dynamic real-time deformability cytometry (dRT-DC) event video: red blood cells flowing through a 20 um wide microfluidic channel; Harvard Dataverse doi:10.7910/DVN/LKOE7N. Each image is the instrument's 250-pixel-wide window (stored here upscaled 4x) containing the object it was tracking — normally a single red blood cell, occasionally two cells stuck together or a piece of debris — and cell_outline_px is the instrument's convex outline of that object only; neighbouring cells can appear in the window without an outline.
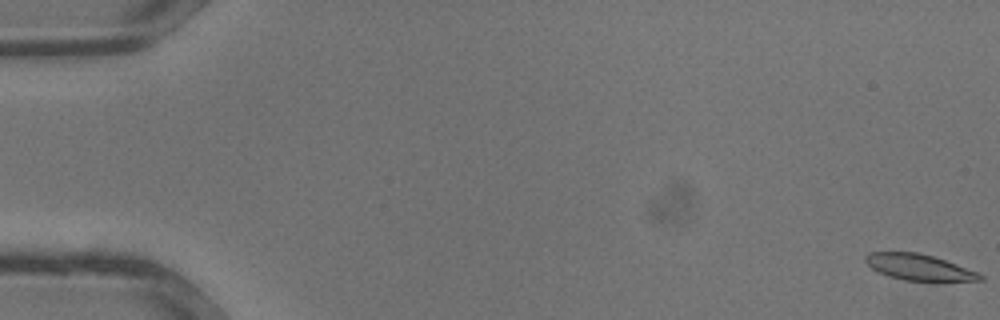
{"species": "common noctule bat (a hibernating species)", "species_latin": "Nyctalus noctula", "temperature_condition": "warm", "stored_images_in_passage": 14, "camera_frame_rate_fps": 3000, "um_per_image_px": 0.085, "animal": {"sex": "male", "body_mass_g": 13.3}, "frame": {"image": 1, "passage_image": 1, "time_ms": 0.0, "image_size_px": [1000, 320], "cell_outline_px": [[984, 280], [904, 280], [888, 276], [872, 268], [864, 260], [864, 256], [868, 252], [920, 252], [980, 272], [984, 276]], "centroid_in_image_um": [78.1, 22.69], "position_along_channel_um": 6.9, "area_um2": 17.17}}
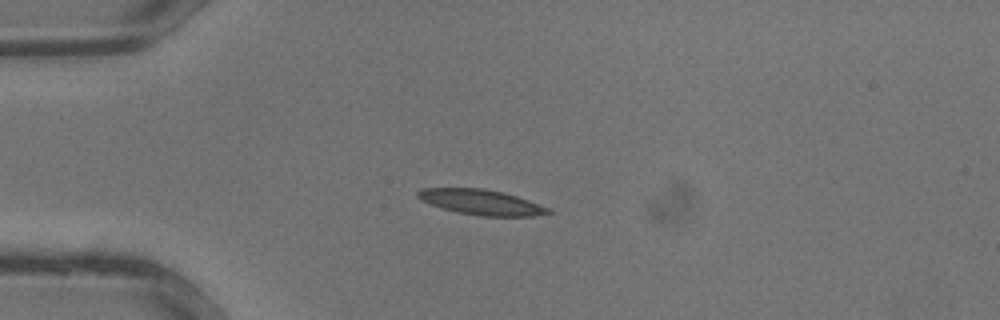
{"frame": {"image": 2, "passage_image": 10, "time_ms": 3.0, "image_size_px": [1000, 320], "cell_outline_px": [[552, 212], [536, 216], [484, 216], [456, 212], [420, 200], [416, 196], [416, 192], [420, 188], [480, 188], [504, 192], [552, 208]], "centroid_in_image_um": [40.92, 17.18], "position_along_channel_um": 44.1, "area_um2": 19.19}}
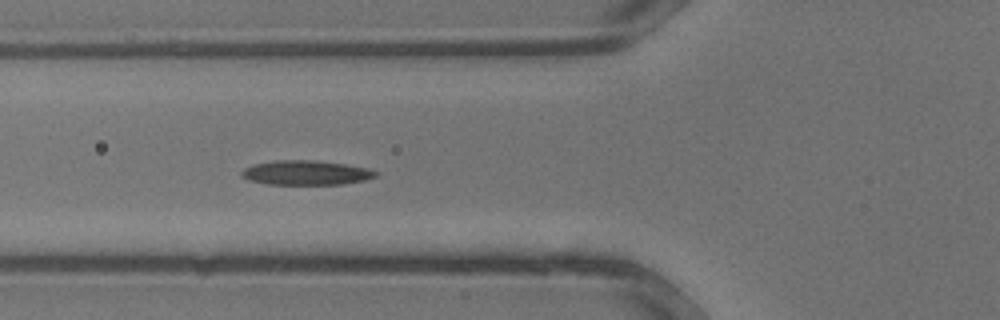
{"frame": {"image": 3, "passage_image": 14, "time_ms": 4.333, "image_size_px": [1000, 320], "cell_outline_px": [[380, 172], [376, 176], [364, 180], [340, 184], [268, 184], [248, 180], [240, 176], [240, 172], [244, 168], [252, 164], [276, 160], [312, 160], [344, 164], [368, 168]], "centroid_in_image_um": [25.97, 14.68], "position_along_channel_um": 99.8, "area_um2": 19.13}}